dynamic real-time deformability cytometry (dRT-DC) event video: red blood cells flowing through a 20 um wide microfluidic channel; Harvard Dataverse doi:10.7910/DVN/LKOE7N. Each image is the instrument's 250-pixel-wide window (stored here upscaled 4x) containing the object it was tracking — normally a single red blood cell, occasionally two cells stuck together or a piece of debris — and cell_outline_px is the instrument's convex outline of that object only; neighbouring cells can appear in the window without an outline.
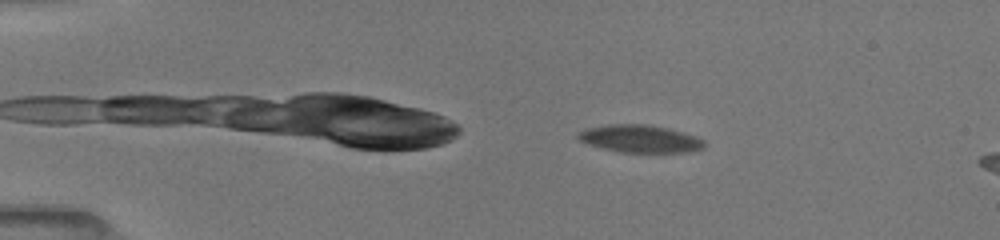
{"species": "common noctule bat (a hibernating species)", "species_latin": "Nyctalus noctula", "temperature_condition": "room temperature", "stored_images_in_passage": 11, "camera_frame_rate_fps": 3000, "um_per_image_px": 0.085, "animal": {"sex": "female", "body_mass_g": 19.5, "forearm_length_mm": 54.1}, "frame": {"image": 1, "passage_image": 1, "time_ms": 0.0, "image_size_px": [1000, 240], "cell_outline_px": [[704, 148], [688, 152], [620, 152], [588, 144], [580, 140], [576, 136], [580, 132], [588, 128], [612, 124], [648, 124], [668, 128], [696, 136], [704, 140]], "centroid_in_image_um": [54.44, 11.79], "position_along_channel_um": 30.6, "area_um2": 20.06}}